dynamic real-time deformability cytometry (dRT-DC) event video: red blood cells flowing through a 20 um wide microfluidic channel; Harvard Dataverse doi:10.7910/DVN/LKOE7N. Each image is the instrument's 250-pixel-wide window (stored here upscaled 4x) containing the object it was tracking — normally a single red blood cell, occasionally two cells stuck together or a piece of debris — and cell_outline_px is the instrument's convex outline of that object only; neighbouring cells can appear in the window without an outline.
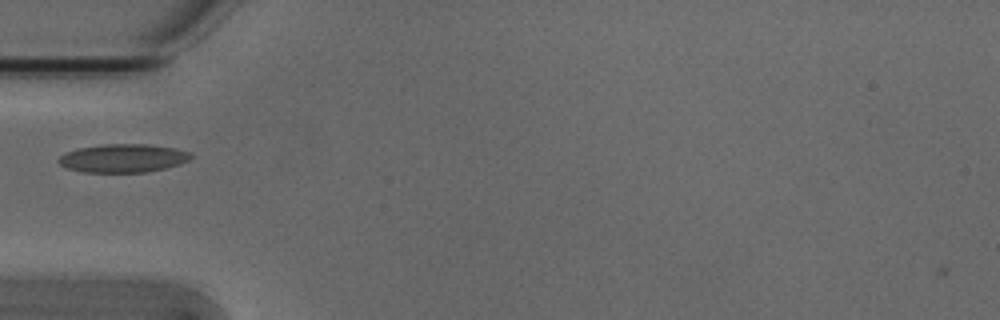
{"species": "Egyptian fruit bat (a non-hibernating species)", "species_latin": "Rousettus aegyptiacus", "temperature_condition": "cold", "stored_images_in_passage": 37, "camera_frame_rate_fps": 3000, "um_per_image_px": 0.085, "animal": {"sex": "male"}, "frame": {"image": 1, "passage_image": 1, "time_ms": 0.0, "image_size_px": [1000, 320], "cell_outline_px": [[192, 156], [188, 160], [180, 164], [164, 168], [144, 172], [84, 172], [68, 168], [60, 164], [56, 160], [64, 152], [76, 148], [100, 144], [148, 144], [176, 148], [192, 152]], "centroid_in_image_um": [10.44, 13.43], "position_along_channel_um": 74.6, "area_um2": 22.02}}
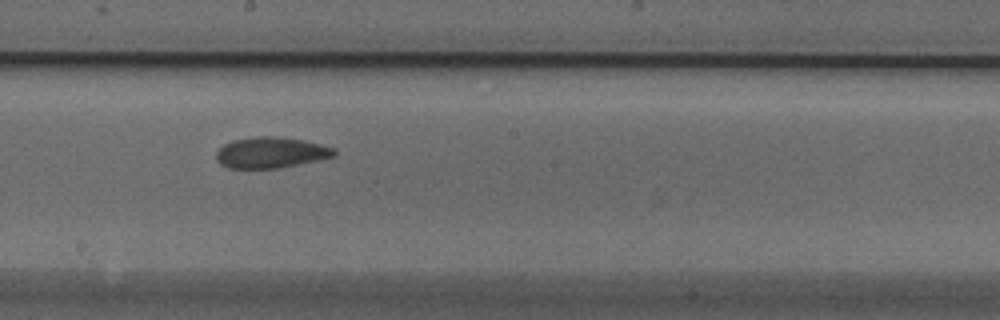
{"frame": {"image": 2, "passage_image": 13, "time_ms": 4.0, "image_size_px": [1000, 320], "cell_outline_px": [[336, 156], [320, 160], [276, 168], [228, 168], [220, 164], [216, 160], [216, 152], [224, 144], [232, 140], [256, 136], [280, 136], [304, 140], [336, 148]], "centroid_in_image_um": [23.04, 12.96], "position_along_channel_um": 225.2, "area_um2": 21.44}}
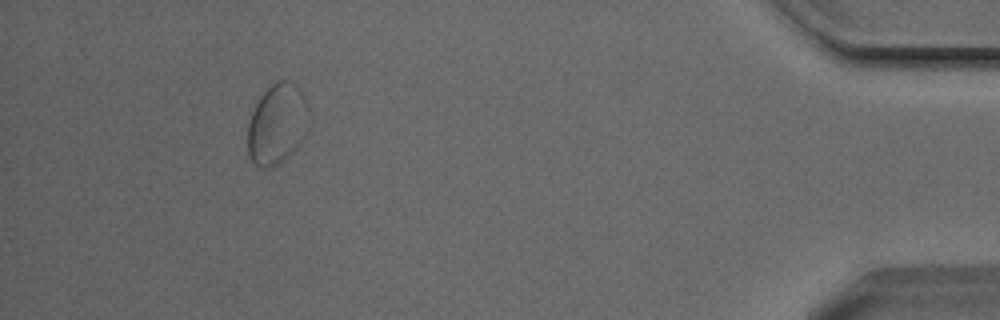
{"frame": {"image": 3, "passage_image": 33, "time_ms": 10.667, "image_size_px": [1000, 320], "cell_outline_px": [[304, 136], [296, 148], [292, 152], [272, 168], [260, 168], [248, 156], [248, 124], [252, 112], [260, 96], [272, 84], [280, 80], [284, 80], [292, 84], [304, 96]], "centroid_in_image_um": [23.46, 10.59], "position_along_channel_um": 411.7, "area_um2": 27.46}}